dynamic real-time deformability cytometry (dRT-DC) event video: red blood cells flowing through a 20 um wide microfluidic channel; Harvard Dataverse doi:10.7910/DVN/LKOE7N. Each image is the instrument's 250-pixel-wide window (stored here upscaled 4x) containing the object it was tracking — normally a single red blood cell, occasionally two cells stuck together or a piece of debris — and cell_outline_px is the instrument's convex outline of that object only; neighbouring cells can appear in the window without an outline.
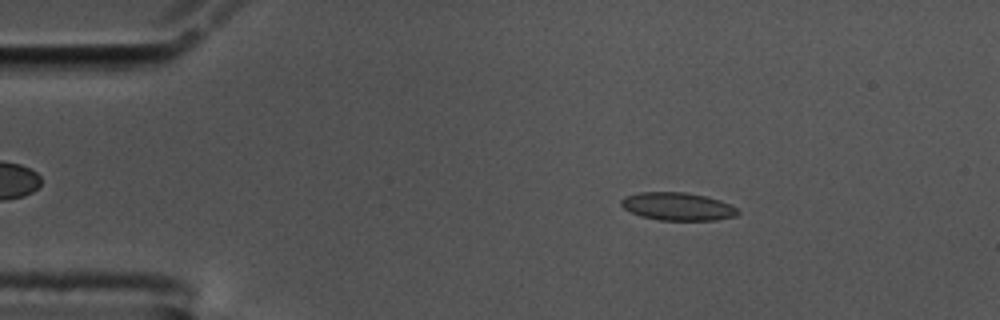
{"species": "common noctule bat (a hibernating species)", "species_latin": "Nyctalus noctula", "temperature_condition": "cold", "stored_images_in_passage": 51, "camera_frame_rate_fps": 3000, "um_per_image_px": 0.085, "animal": {"sex": "male", "body_mass_g": 17.5, "forearm_length_mm": 52.3}, "frame": {"image": 1, "passage_image": 4, "time_ms": 1.0, "image_size_px": [1000, 320], "cell_outline_px": [[740, 212], [736, 216], [716, 220], [660, 220], [640, 216], [624, 208], [620, 204], [620, 200], [624, 196], [640, 192], [684, 192], [704, 196], [720, 200], [736, 208]], "centroid_in_image_um": [57.58, 17.55], "position_along_channel_um": 27.4, "area_um2": 18.9}}
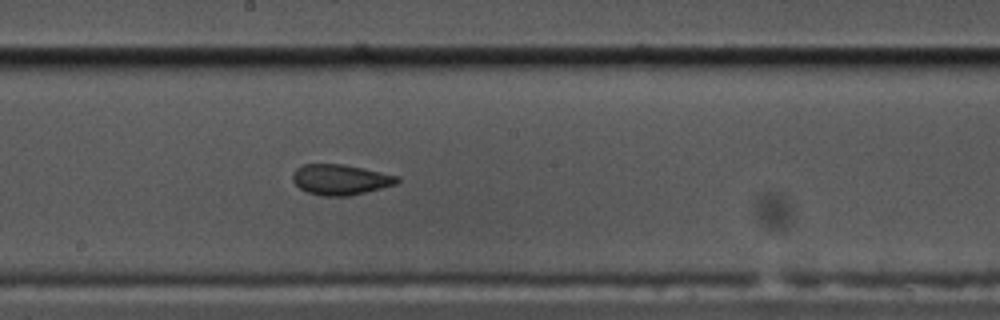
{"frame": {"image": 2, "passage_image": 25, "time_ms": 8.0, "image_size_px": [1000, 320], "cell_outline_px": [[400, 180], [396, 184], [352, 196], [324, 196], [308, 192], [300, 188], [292, 180], [292, 176], [296, 168], [304, 164], [344, 164], [364, 168], [400, 176]], "centroid_in_image_um": [28.96, 15.26], "position_along_channel_um": 219.2, "area_um2": 18.67}}
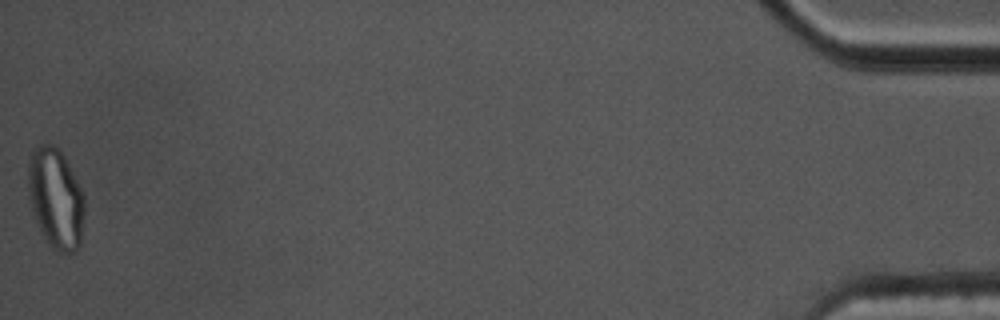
{"frame": {"image": 3, "passage_image": 51, "time_ms": 16.667, "image_size_px": [1000, 320], "cell_outline_px": [[84, 216], [80, 248], [76, 252], [60, 252], [52, 248], [44, 236], [36, 220], [28, 196], [28, 156], [32, 148], [40, 144], [52, 144], [64, 156], [84, 192]], "centroid_in_image_um": [4.74, 16.85], "position_along_channel_um": 430.5, "area_um2": 33.23}, "authors_computed_cell_mechanics": {"area_um2": 18.9584, "velocity_mm_per_s": 3.5593, "shape_relaxation_time_tau1_ms": 8.964, "shape_relaxation_time_tau2_ms": 0.8617, "deformation_change_tau1": 0.1874, "deformation_change_tau2": 0.0594}}